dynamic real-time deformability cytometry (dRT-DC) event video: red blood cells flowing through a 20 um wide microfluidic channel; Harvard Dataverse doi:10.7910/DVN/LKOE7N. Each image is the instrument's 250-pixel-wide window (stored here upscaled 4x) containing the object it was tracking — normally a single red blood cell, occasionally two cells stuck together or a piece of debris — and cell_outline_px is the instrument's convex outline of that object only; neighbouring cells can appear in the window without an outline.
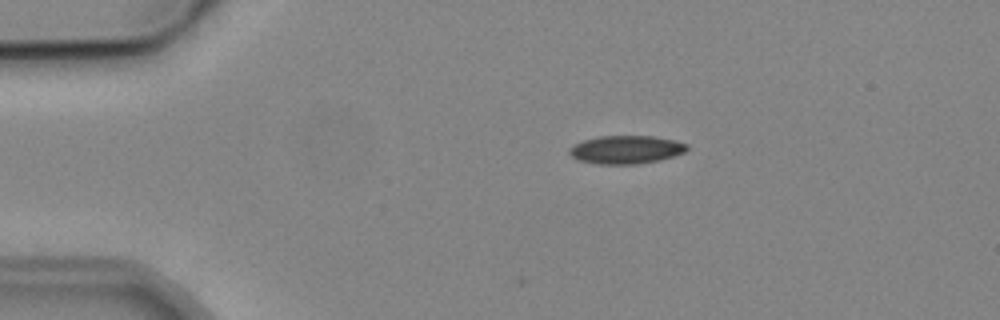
{"species": "common noctule bat (a hibernating species)", "species_latin": "Nyctalus noctula", "temperature_condition": "cold", "stored_images_in_passage": 3, "camera_frame_rate_fps": 3000, "um_per_image_px": 0.085, "animal": {"sex": "male", "body_mass_g": 19.2, "forearm_length_mm": 51.8}, "frame": {"image": 1, "passage_image": 1, "time_ms": 0.0, "image_size_px": [1000, 320], "cell_outline_px": [[688, 148], [684, 152], [660, 160], [636, 164], [596, 164], [576, 160], [568, 152], [568, 148], [572, 144], [584, 140], [600, 136], [652, 136], [672, 140], [688, 144]], "centroid_in_image_um": [53.15, 12.72], "position_along_channel_um": 31.8, "area_um2": 19.36}}
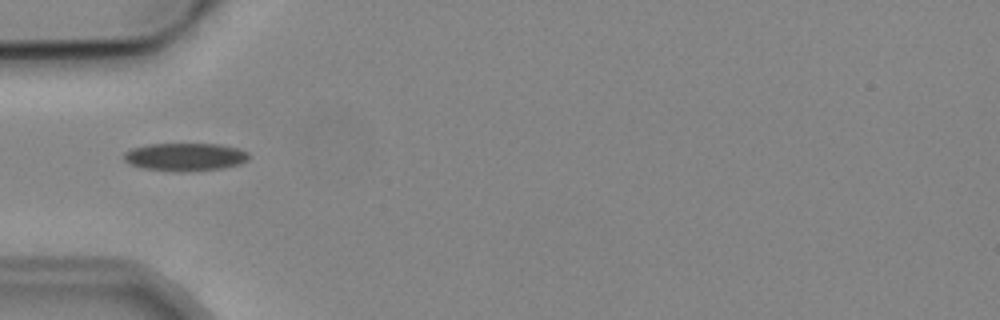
{"frame": {"image": 2, "passage_image": 3, "time_ms": 2.333, "image_size_px": [1000, 320], "cell_outline_px": [[248, 160], [240, 164], [224, 168], [180, 172], [176, 172], [140, 168], [124, 160], [124, 152], [132, 148], [148, 144], [220, 144], [236, 148], [248, 152]], "centroid_in_image_um": [15.72, 13.34], "position_along_channel_um": 69.3, "area_um2": 20.4}}